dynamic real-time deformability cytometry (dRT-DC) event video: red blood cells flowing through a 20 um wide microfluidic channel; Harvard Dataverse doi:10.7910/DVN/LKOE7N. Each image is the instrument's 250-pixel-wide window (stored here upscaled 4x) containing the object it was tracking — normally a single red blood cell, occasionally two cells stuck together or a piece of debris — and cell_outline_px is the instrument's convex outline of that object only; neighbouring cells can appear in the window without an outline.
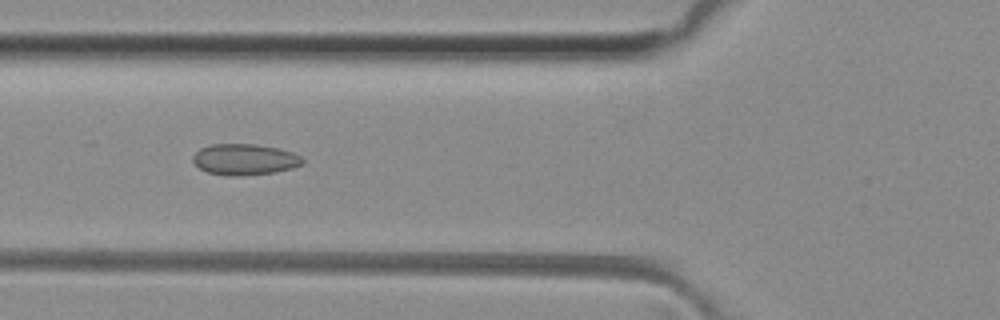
{"species": "common noctule bat (a hibernating species)", "species_latin": "Nyctalus noctula", "temperature_condition": "room temperature", "stored_images_in_passage": 18, "camera_frame_rate_fps": 3000, "um_per_image_px": 0.085, "animal": {"sex": "female", "body_mass_g": 29.2, "forearm_length_mm": 56.3}, "frame": {"image": 1, "passage_image": 9, "time_ms": 2.667, "image_size_px": [1000, 320], "cell_outline_px": [[304, 164], [292, 168], [272, 172], [236, 176], [228, 176], [208, 172], [200, 168], [192, 160], [192, 156], [200, 148], [212, 144], [256, 144], [276, 148], [292, 152], [300, 156], [304, 160]], "centroid_in_image_um": [20.78, 13.55], "position_along_channel_um": 105.0, "area_um2": 19.71}}
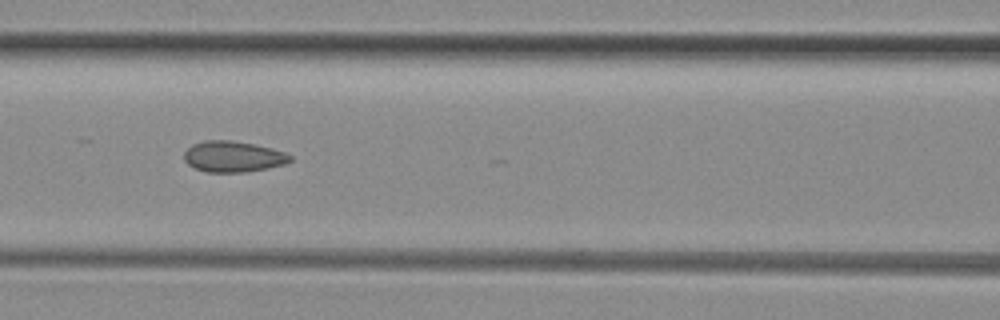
{"frame": {"image": 2, "passage_image": 12, "time_ms": 3.667, "image_size_px": [1000, 320], "cell_outline_px": [[292, 160], [284, 164], [268, 168], [244, 172], [208, 172], [196, 168], [188, 164], [184, 160], [184, 152], [192, 144], [204, 140], [232, 140], [272, 148], [284, 152], [292, 156]], "centroid_in_image_um": [19.81, 13.3], "position_along_channel_um": 146.8, "area_um2": 19.07}}
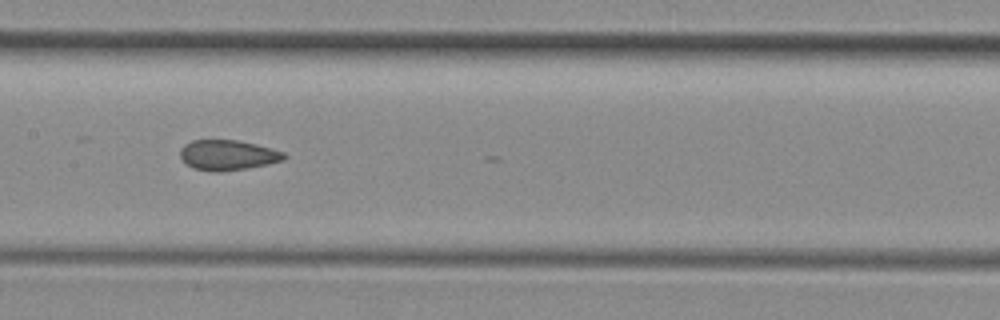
{"frame": {"image": 3, "passage_image": 15, "time_ms": 4.667, "image_size_px": [1000, 320], "cell_outline_px": [[288, 156], [284, 160], [268, 164], [248, 168], [220, 172], [212, 172], [192, 168], [180, 156], [180, 148], [184, 144], [192, 140], [236, 140], [256, 144], [284, 152]], "centroid_in_image_um": [19.36, 13.19], "position_along_channel_um": 188.0, "area_um2": 18.38}}